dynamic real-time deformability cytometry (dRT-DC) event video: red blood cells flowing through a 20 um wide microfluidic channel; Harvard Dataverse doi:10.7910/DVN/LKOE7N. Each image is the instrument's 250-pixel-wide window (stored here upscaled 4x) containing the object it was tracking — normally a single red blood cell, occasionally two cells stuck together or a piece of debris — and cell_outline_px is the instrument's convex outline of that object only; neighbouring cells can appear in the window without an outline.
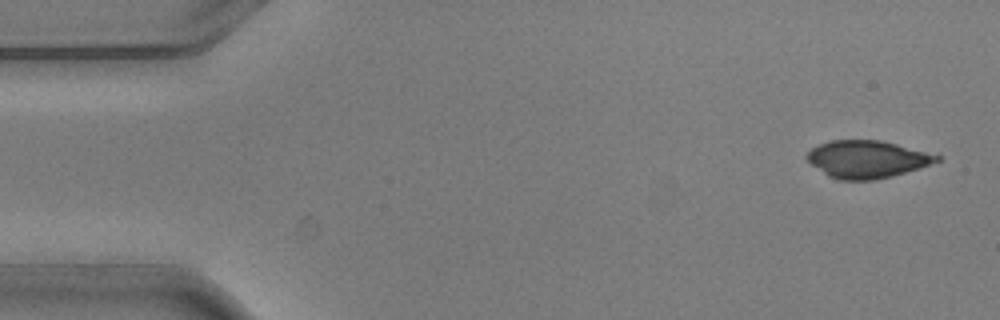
{"species": "common noctule bat (a hibernating species)", "species_latin": "Nyctalus noctula", "temperature_condition": "warm", "stored_images_in_passage": 4, "camera_frame_rate_fps": 3000, "um_per_image_px": 0.085, "animal": {"sex": "male", "body_mass_g": 20.5, "forearm_length_mm": 52.5}, "frame": {"image": 1, "passage_image": 1, "time_ms": 0.0, "image_size_px": [1000, 320], "cell_outline_px": [[940, 160], [892, 176], [876, 180], [840, 180], [828, 176], [812, 164], [804, 156], [812, 148], [820, 144], [832, 140], [880, 140], [896, 144], [940, 156]], "centroid_in_image_um": [73.64, 13.53], "position_along_channel_um": 11.4, "area_um2": 27.8}}